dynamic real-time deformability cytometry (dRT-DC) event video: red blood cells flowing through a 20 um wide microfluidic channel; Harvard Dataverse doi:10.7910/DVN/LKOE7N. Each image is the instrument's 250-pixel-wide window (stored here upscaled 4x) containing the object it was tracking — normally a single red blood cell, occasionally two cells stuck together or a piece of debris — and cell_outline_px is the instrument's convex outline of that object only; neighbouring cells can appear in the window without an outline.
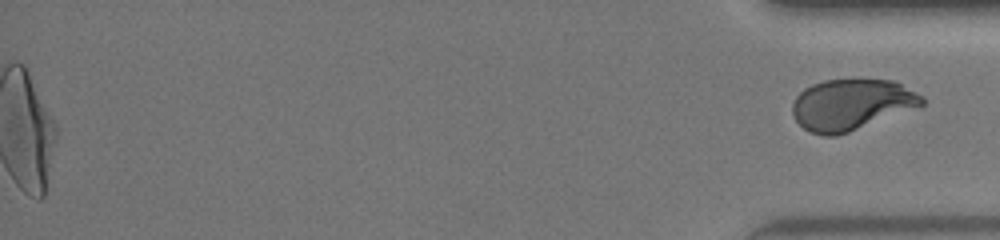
{"species": "human", "species_latin": "Homo sapiens", "temperature_condition": "warm", "stored_images_in_passage": 47, "segment_of_instrument_passage": [2, 2], "camera_frame_rate_fps": 3000, "um_per_image_px": 0.085, "donor": {"sex": "female"}, "frame": {"image": 1, "passage_image": 47, "time_ms": 15.333, "image_size_px": [1000, 240], "cell_outline_px": [[924, 104], [848, 132], [836, 136], [824, 136], [808, 132], [796, 120], [792, 112], [792, 104], [796, 96], [804, 88], [812, 84], [824, 80], [852, 76], [860, 76], [896, 80], [924, 96]], "centroid_in_image_um": [72.36, 8.82], "position_along_channel_um": 362.8, "area_um2": 39.42}}